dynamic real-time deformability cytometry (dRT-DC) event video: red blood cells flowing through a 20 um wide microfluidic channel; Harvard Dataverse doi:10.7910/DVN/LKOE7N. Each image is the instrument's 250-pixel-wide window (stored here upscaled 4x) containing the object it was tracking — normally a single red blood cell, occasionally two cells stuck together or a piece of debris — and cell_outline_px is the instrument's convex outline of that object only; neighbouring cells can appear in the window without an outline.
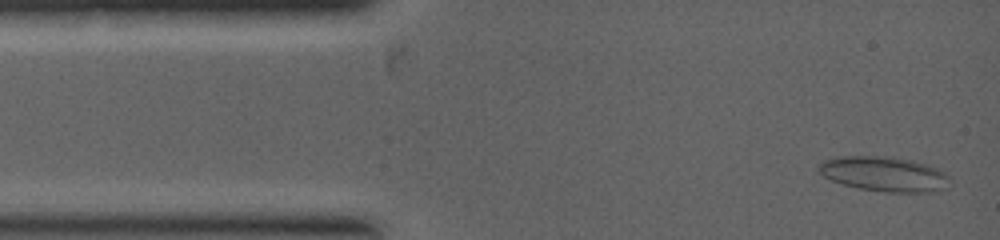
{"species": "common noctule bat (a hibernating species)", "species_latin": "Nyctalus noctula", "temperature_condition": "warm", "stored_images_in_passage": 23, "camera_frame_rate_fps": 5000, "um_per_image_px": 0.085, "animal": {"sex": "female", "body_mass_g": 19.0, "forearm_length_mm": 53.3}, "frame": {"image": 1, "passage_image": 1, "time_ms": 0.0, "image_size_px": [1000, 240], "cell_outline_px": [[948, 176], [944, 188], [936, 192], [884, 192], [856, 188], [832, 180], [824, 176], [816, 168], [824, 160], [840, 156], [892, 156], [912, 160], [928, 164], [944, 172]], "centroid_in_image_um": [75.13, 14.78], "position_along_channel_um": 9.9, "area_um2": 26.59}}
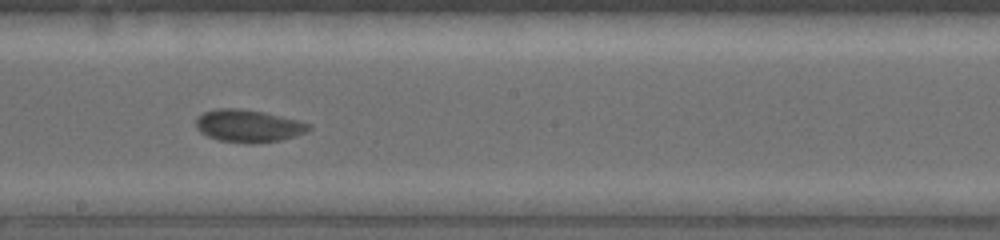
{"frame": {"image": 2, "passage_image": 11, "time_ms": 4.2, "image_size_px": [1000, 240], "cell_outline_px": [[312, 128], [308, 132], [296, 136], [280, 140], [248, 144], [220, 140], [208, 136], [200, 132], [196, 128], [196, 116], [204, 112], [216, 108], [240, 108], [264, 112], [312, 124]], "centroid_in_image_um": [21.11, 10.7], "position_along_channel_um": 227.1, "area_um2": 21.5}}
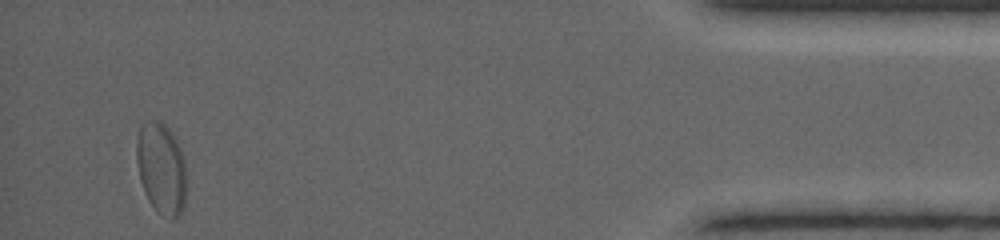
{"frame": {"image": 3, "passage_image": 22, "time_ms": 8.2, "image_size_px": [1000, 240], "cell_outline_px": [[184, 208], [180, 216], [176, 220], [172, 220], [156, 208], [148, 200], [140, 180], [136, 160], [136, 140], [140, 128], [148, 120], [160, 120], [172, 132], [180, 148], [184, 160]], "centroid_in_image_um": [13.69, 14.29], "position_along_channel_um": 421.5, "area_um2": 26.3}}